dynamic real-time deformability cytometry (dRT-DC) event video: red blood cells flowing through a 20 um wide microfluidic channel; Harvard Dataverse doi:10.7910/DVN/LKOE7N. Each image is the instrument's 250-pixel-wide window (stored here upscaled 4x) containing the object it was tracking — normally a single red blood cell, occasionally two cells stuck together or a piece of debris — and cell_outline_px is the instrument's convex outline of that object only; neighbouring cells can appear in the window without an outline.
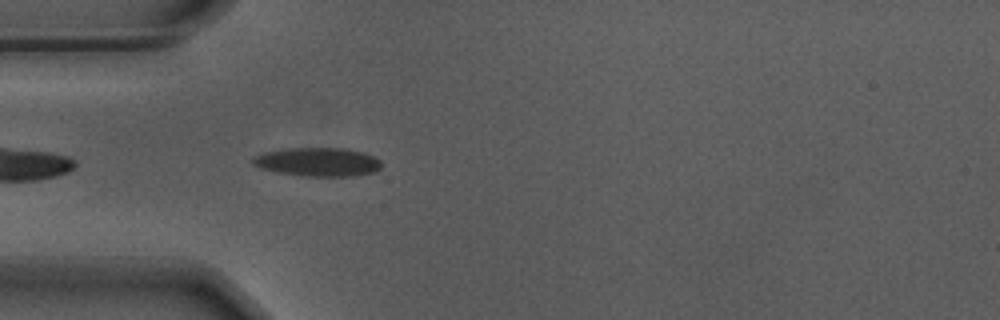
{"species": "Egyptian fruit bat (a non-hibernating species)", "species_latin": "Rousettus aegyptiacus", "temperature_condition": "warm", "stored_images_in_passage": 34, "camera_frame_rate_fps": 3000, "um_per_image_px": 0.085, "animal": {"sex": "male"}, "frame": {"image": 1, "passage_image": 1, "time_ms": 0.0, "image_size_px": [1000, 320], "cell_outline_px": [[380, 168], [372, 172], [352, 176], [304, 176], [276, 172], [260, 168], [252, 164], [252, 160], [256, 156], [264, 152], [284, 148], [344, 148], [360, 152], [372, 156], [380, 160]], "centroid_in_image_um": [26.97, 13.76], "position_along_channel_um": 58.0, "area_um2": 21.33}}
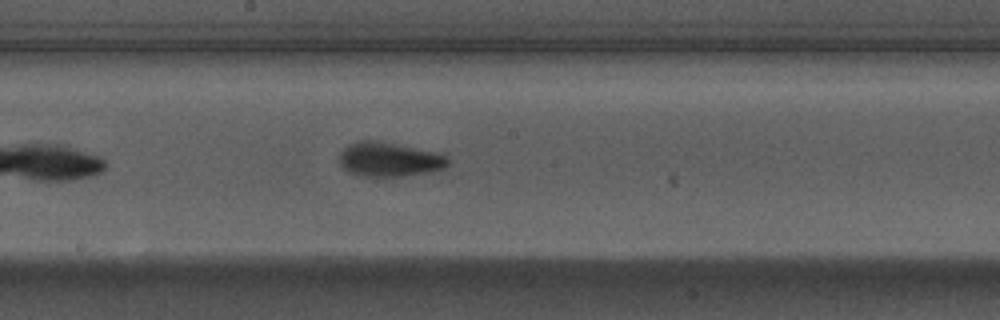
{"frame": {"image": 2, "passage_image": 14, "time_ms": 4.333, "image_size_px": [1000, 320], "cell_outline_px": [[448, 164], [444, 168], [432, 172], [404, 176], [364, 176], [348, 172], [340, 164], [340, 152], [348, 144], [356, 140], [372, 140], [440, 152], [448, 156]], "centroid_in_image_um": [33.11, 13.55], "position_along_channel_um": 215.1, "area_um2": 21.85}}
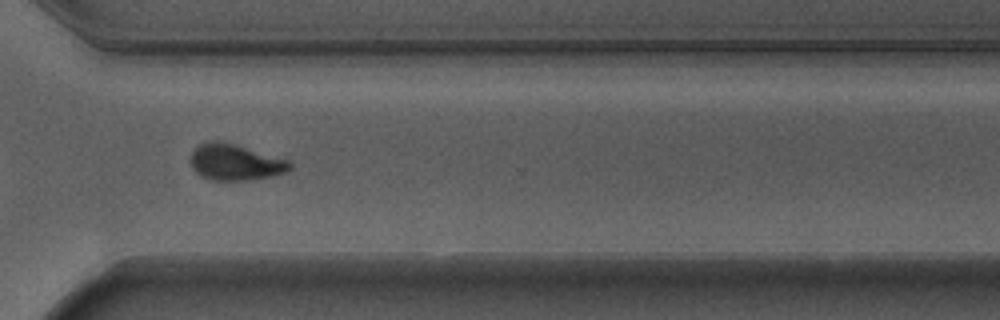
{"frame": {"image": 3, "passage_image": 25, "time_ms": 8.0, "image_size_px": [1000, 320], "cell_outline_px": [[292, 168], [288, 172], [272, 176], [252, 180], [208, 180], [200, 176], [192, 168], [192, 152], [200, 144], [208, 140], [224, 140], [288, 160], [292, 164]], "centroid_in_image_um": [20.01, 13.78], "position_along_channel_um": 350.6, "area_um2": 21.21}, "authors_computed_cell_mechanics": {"area_um2": 21.097, "velocity_mm_per_s": 3.6924, "shape_relaxation_time_tau1_ms": 3.2267, "shape_relaxation_time_tau2_ms": 1.5055, "deformation_change_tau1": 0.1429, "deformation_change_tau2": 0.0735}}